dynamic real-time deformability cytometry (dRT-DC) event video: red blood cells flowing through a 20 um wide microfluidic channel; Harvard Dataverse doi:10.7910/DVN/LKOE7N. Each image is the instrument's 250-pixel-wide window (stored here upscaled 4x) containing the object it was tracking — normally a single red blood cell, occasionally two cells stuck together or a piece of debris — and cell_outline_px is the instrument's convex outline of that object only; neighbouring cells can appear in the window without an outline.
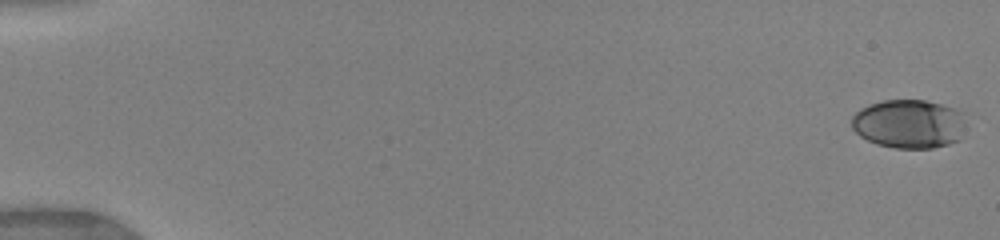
{"species": "human", "species_latin": "Homo sapiens", "temperature_condition": "warm", "stored_images_in_passage": 48, "camera_frame_rate_fps": 3000, "um_per_image_px": 0.085, "donor": {"sex": "female"}, "frame": {"image": 1, "passage_image": 1, "time_ms": 0.0, "image_size_px": [1000, 240], "cell_outline_px": [[964, 112], [960, 140], [948, 144], [932, 148], [896, 148], [876, 144], [860, 136], [852, 128], [852, 116], [860, 108], [868, 104], [880, 100], [924, 100], [956, 108]], "centroid_in_image_um": [77.23, 10.52], "position_along_channel_um": 7.8, "area_um2": 32.6}}
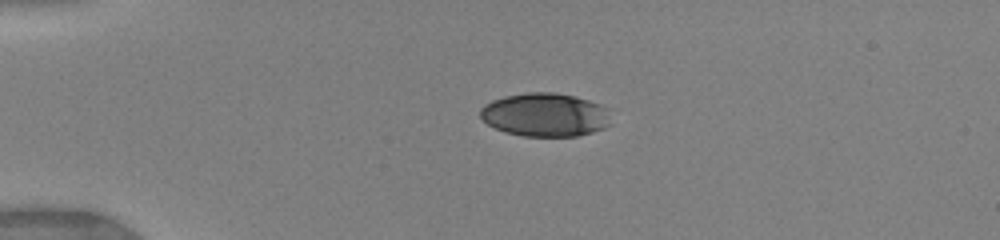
{"frame": {"image": 2, "passage_image": 33, "time_ms": 4.0, "image_size_px": [1000, 240], "cell_outline_px": [[612, 124], [604, 128], [592, 132], [576, 136], [524, 136], [504, 132], [488, 124], [480, 116], [480, 108], [484, 104], [492, 100], [504, 96], [528, 92], [556, 92], [588, 100], [600, 104], [608, 108]], "centroid_in_image_um": [46.35, 9.75], "position_along_channel_um": 38.6, "area_um2": 33.35}}